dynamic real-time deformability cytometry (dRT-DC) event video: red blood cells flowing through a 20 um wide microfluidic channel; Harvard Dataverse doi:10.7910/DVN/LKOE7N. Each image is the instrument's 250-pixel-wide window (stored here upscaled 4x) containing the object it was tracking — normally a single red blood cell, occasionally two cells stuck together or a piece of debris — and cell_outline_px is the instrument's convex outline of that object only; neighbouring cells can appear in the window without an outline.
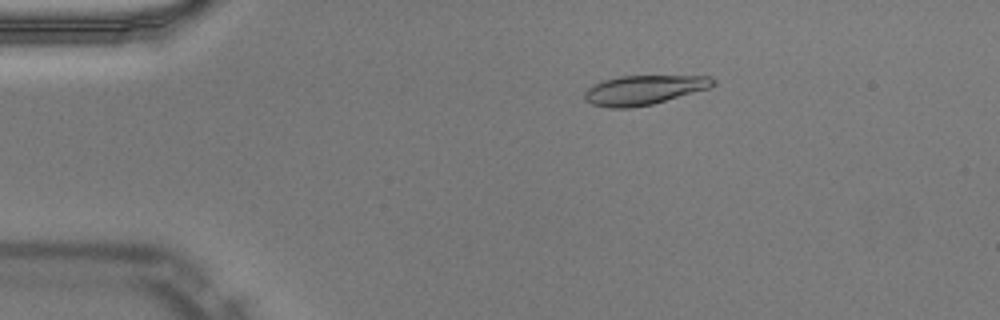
{"species": "Egyptian fruit bat (a non-hibernating species)", "species_latin": "Rousettus aegyptiacus", "temperature_condition": "warm", "stored_images_in_passage": 51, "camera_frame_rate_fps": 3000, "um_per_image_px": 0.085, "animal": {"sex": "male"}, "frame": {"image": 1, "passage_image": 10, "time_ms": 3.0, "image_size_px": [1000, 320], "cell_outline_px": [[716, 84], [708, 88], [652, 104], [628, 108], [612, 108], [592, 104], [584, 100], [584, 92], [588, 88], [604, 80], [620, 76], [712, 76], [716, 80]], "centroid_in_image_um": [54.73, 7.64], "position_along_channel_um": 30.3, "area_um2": 21.79}}
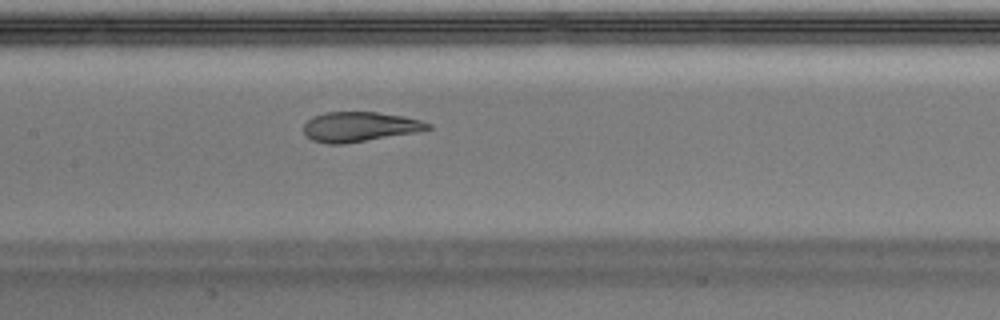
{"frame": {"image": 2, "passage_image": 25, "time_ms": 8.0, "image_size_px": [1000, 320], "cell_outline_px": [[432, 128], [416, 132], [344, 144], [328, 144], [312, 140], [304, 132], [304, 124], [312, 116], [324, 112], [376, 112], [404, 116], [420, 120], [432, 124]], "centroid_in_image_um": [30.56, 10.77], "position_along_channel_um": 176.8, "area_um2": 21.56}}
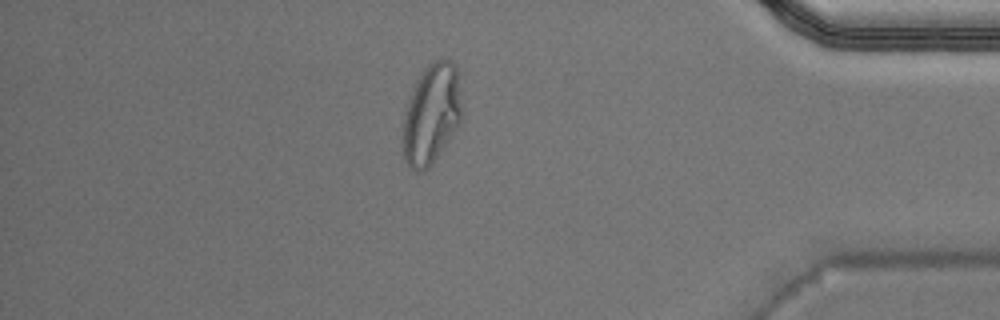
{"frame": {"image": 3, "passage_image": 44, "time_ms": 14.333, "image_size_px": [1000, 320], "cell_outline_px": [[464, 112], [460, 124], [432, 164], [428, 168], [416, 172], [404, 160], [400, 152], [400, 136], [404, 112], [412, 92], [420, 76], [428, 64], [432, 60], [448, 60], [456, 68], [464, 108]], "centroid_in_image_um": [36.66, 9.76], "position_along_channel_um": 398.5, "area_um2": 35.08}, "authors_computed_cell_mechanics": {"area_um2": 22.542, "velocity_mm_per_s": 4.0272, "shape_relaxation_time_tau1_ms": null, "shape_relaxation_time_tau2_ms": 0.8099, "deformation_change_tau1": null, "deformation_change_tau2": 0.0658}}